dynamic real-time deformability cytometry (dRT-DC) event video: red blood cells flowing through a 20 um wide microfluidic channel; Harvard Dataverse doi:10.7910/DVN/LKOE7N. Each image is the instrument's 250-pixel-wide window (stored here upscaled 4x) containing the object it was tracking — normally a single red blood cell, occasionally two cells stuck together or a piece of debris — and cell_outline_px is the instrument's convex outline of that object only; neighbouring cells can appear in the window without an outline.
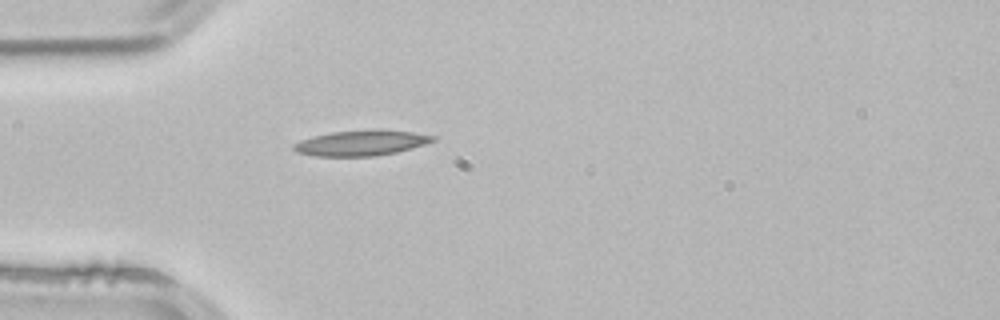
{"species": "common noctule bat (a hibernating species)", "species_latin": "Nyctalus noctula", "temperature_condition": "room temperature", "stored_images_in_passage": 1, "camera_frame_rate_fps": 3000, "um_per_image_px": 0.085, "animal": {"sex": "male", "body_mass_g": 21.5, "forearm_length_mm": 52.0}, "frame": {"image": 1, "passage_image": 1, "time_ms": 0.0, "image_size_px": [1000, 320], "cell_outline_px": [[436, 140], [412, 148], [396, 152], [376, 156], [316, 156], [296, 152], [292, 148], [292, 144], [300, 140], [312, 136], [332, 132], [380, 128], [412, 132], [436, 136]], "centroid_in_image_um": [30.69, 12.13], "position_along_channel_um": 54.3, "area_um2": 20.87}}